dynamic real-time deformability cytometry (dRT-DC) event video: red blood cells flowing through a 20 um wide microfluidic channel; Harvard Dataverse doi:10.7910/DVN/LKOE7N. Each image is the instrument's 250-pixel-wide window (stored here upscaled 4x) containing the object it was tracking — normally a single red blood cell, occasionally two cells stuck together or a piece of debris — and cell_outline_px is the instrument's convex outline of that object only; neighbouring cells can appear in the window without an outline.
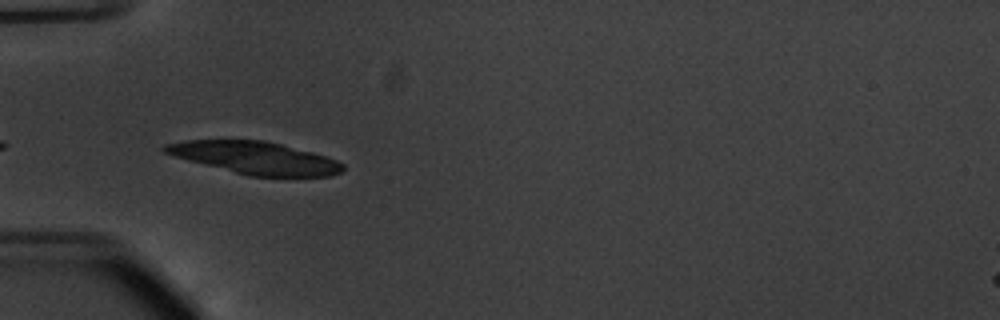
{"species": "common noctule bat (a hibernating species)", "species_latin": "Nyctalus noctula", "temperature_condition": "warm", "stored_images_in_passage": 10, "camera_frame_rate_fps": 3000, "um_per_image_px": 0.085, "animal": {"sex": "male", "body_mass_g": 20.1, "forearm_length_mm": 53.5}, "frame": {"image": 1, "passage_image": 2, "time_ms": 0.333, "image_size_px": [1000, 320], "cell_outline_px": [[344, 168], [340, 172], [332, 176], [248, 176], [188, 160], [164, 152], [160, 148], [164, 144], [188, 140], [264, 140], [312, 152], [336, 160], [344, 164]], "centroid_in_image_um": [21.67, 13.42], "position_along_channel_um": 63.3, "area_um2": 33.23}}